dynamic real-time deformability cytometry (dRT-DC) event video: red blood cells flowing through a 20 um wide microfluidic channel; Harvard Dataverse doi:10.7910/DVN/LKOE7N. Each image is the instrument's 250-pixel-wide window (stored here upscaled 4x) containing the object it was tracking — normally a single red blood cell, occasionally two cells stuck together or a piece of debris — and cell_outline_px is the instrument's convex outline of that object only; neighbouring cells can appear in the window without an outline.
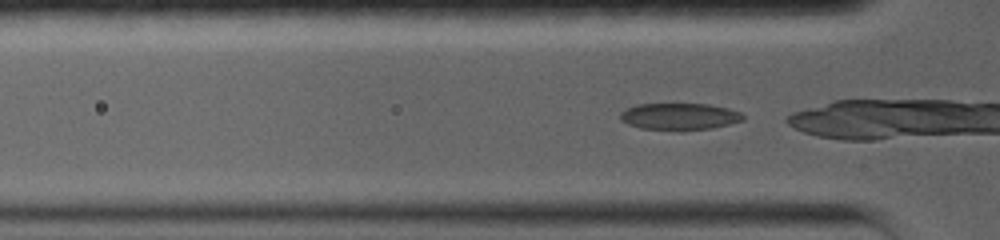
{"species": "common noctule bat (a hibernating species)", "species_latin": "Nyctalus noctula", "temperature_condition": "warm", "stored_images_in_passage": 57, "camera_frame_rate_fps": 5000, "um_per_image_px": 0.085, "animal": {"sex": "female", "body_mass_g": 19.0, "forearm_length_mm": 56.7}, "frame": {"image": 1, "passage_image": 2, "time_ms": 0.2, "image_size_px": [1000, 240], "cell_outline_px": [[744, 120], [712, 128], [680, 132], [640, 128], [628, 124], [620, 120], [620, 112], [636, 104], [708, 104], [728, 108], [740, 112], [744, 116]], "centroid_in_image_um": [57.74, 9.92], "position_along_channel_um": 68.1, "area_um2": 19.54}}
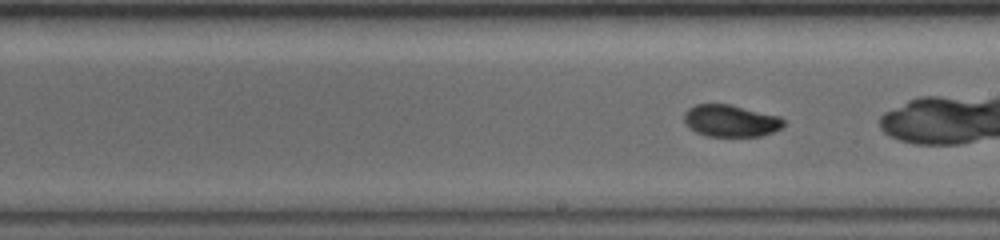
{"frame": {"image": 2, "passage_image": 23, "time_ms": 4.4, "image_size_px": [1000, 240], "cell_outline_px": [[784, 124], [780, 128], [772, 132], [760, 136], [708, 136], [696, 132], [684, 120], [684, 112], [688, 108], [696, 104], [732, 104], [780, 116], [784, 120]], "centroid_in_image_um": [62.12, 10.25], "position_along_channel_um": 226.9, "area_um2": 18.5}}
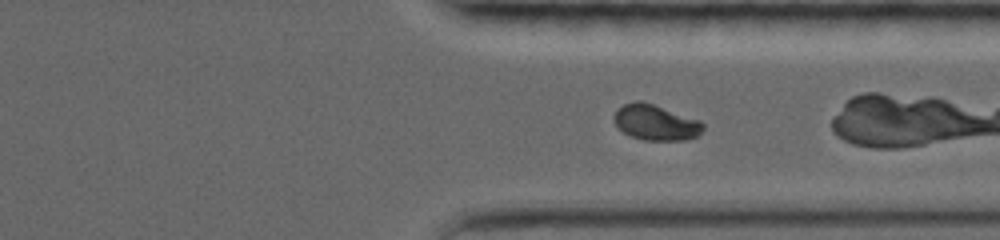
{"frame": {"image": 3, "passage_image": 40, "time_ms": 7.8, "image_size_px": [1000, 240], "cell_outline_px": [[704, 128], [696, 136], [680, 140], [648, 140], [632, 136], [624, 132], [616, 124], [616, 112], [624, 104], [636, 100], [652, 104], [696, 120], [704, 124]], "centroid_in_image_um": [55.73, 10.42], "position_along_channel_um": 355.7, "area_um2": 17.51}}